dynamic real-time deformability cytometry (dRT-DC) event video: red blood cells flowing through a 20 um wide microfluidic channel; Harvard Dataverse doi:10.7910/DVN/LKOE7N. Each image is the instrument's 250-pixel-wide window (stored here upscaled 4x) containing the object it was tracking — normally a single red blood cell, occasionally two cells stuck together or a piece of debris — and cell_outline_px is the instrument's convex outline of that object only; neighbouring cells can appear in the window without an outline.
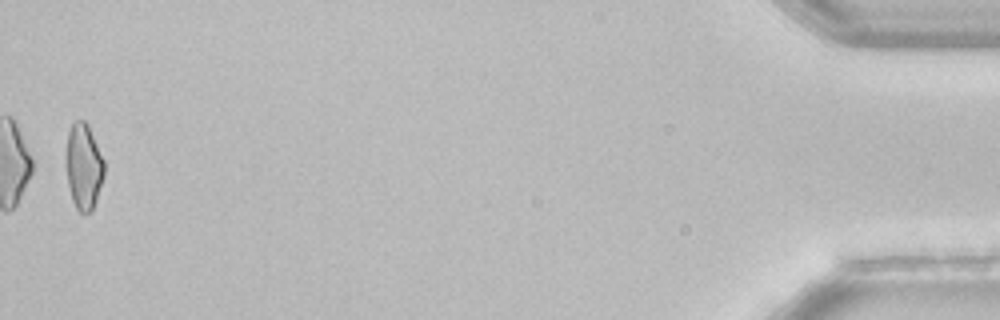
{"species": "common noctule bat (a hibernating species)", "species_latin": "Nyctalus noctula", "temperature_condition": "room temperature", "stored_images_in_passage": 53, "segment_of_instrument_passage": [2, 2], "camera_frame_rate_fps": 3000, "um_per_image_px": 0.085, "animal": {"sex": "female", "body_mass_g": 22.7, "forearm_length_mm": 54.2}, "frame": {"image": 1, "passage_image": 52, "time_ms": 17.0, "image_size_px": [1000, 320], "cell_outline_px": [[104, 176], [96, 200], [92, 208], [88, 212], [80, 212], [76, 208], [72, 200], [68, 184], [64, 160], [64, 156], [68, 132], [72, 124], [76, 120], [84, 120], [88, 124], [104, 160]], "centroid_in_image_um": [7.08, 14.11], "position_along_channel_um": 428.1, "area_um2": 19.31}}